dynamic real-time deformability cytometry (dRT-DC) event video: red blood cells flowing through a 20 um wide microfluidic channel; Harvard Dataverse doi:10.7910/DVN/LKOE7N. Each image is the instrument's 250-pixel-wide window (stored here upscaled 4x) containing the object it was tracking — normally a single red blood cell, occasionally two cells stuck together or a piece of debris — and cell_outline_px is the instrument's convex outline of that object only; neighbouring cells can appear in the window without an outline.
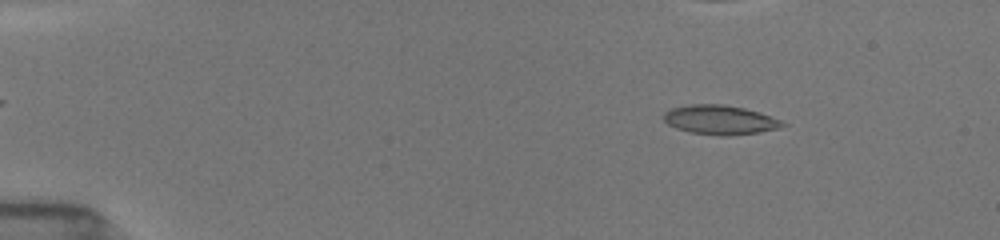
{"species": "common noctule bat (a hibernating species)", "species_latin": "Nyctalus noctula", "temperature_condition": "room temperature", "stored_images_in_passage": 48, "camera_frame_rate_fps": 3000, "um_per_image_px": 0.085, "animal": {"sex": "female", "body_mass_g": 19.5, "forearm_length_mm": 54.1}, "frame": {"image": 1, "passage_image": 7, "time_ms": 2.0, "image_size_px": [1000, 240], "cell_outline_px": [[788, 124], [780, 128], [760, 132], [728, 136], [720, 136], [692, 132], [676, 128], [668, 124], [664, 120], [664, 112], [672, 108], [692, 104], [724, 104], [744, 108], [780, 120]], "centroid_in_image_um": [61.2, 10.19], "position_along_channel_um": 23.8, "area_um2": 20.11}}
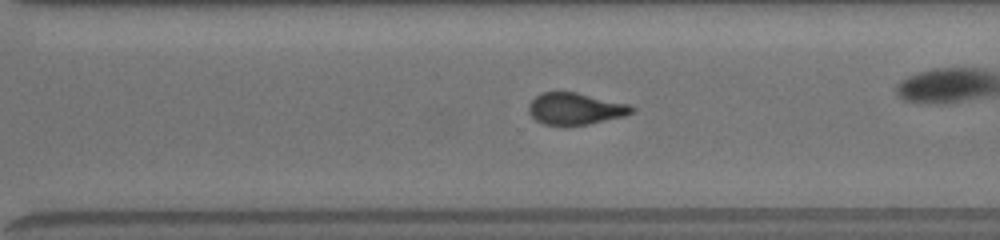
{"frame": {"image": 2, "passage_image": 37, "time_ms": 12.0, "image_size_px": [1000, 240], "cell_outline_px": [[636, 112], [624, 116], [588, 124], [564, 128], [544, 124], [536, 120], [528, 112], [528, 104], [536, 96], [544, 92], [576, 92], [628, 104], [636, 108]], "centroid_in_image_um": [48.89, 9.28], "position_along_channel_um": 321.7, "area_um2": 19.48}}
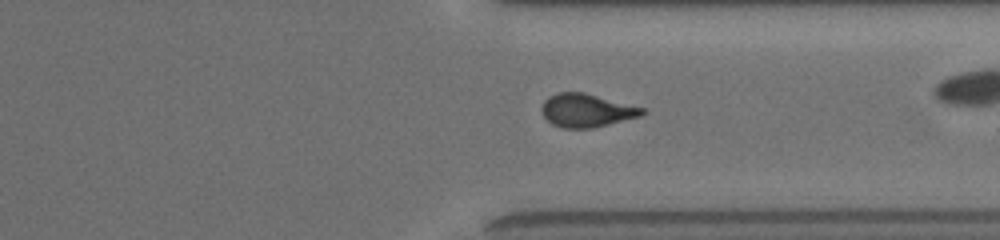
{"frame": {"image": 3, "passage_image": 40, "time_ms": 13.0, "image_size_px": [1000, 240], "cell_outline_px": [[648, 112], [640, 116], [592, 128], [564, 128], [552, 124], [544, 116], [540, 108], [544, 100], [548, 96], [556, 92], [584, 92], [644, 108]], "centroid_in_image_um": [49.83, 9.37], "position_along_channel_um": 361.6, "area_um2": 19.48}}